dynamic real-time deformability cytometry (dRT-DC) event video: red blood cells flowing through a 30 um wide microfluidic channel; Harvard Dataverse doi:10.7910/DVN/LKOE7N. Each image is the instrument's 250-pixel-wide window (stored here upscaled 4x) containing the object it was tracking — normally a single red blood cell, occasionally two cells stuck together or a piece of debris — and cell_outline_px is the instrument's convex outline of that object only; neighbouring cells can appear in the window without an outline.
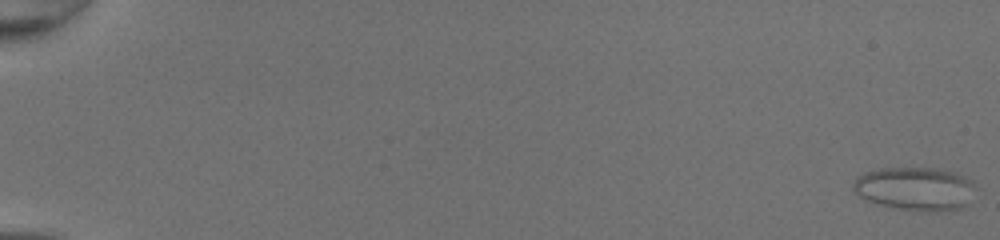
{"species": "common noctule bat (a hibernating species)", "species_latin": "Nyctalus noctula", "temperature_condition": "room temperature", "stored_images_in_passage": 51, "camera_frame_rate_fps": 3000, "um_per_image_px": 0.085, "animal": {"sex": "female", "body_mass_g": 20.0, "forearm_length_mm": 54.0}, "frame": {"image": 1, "passage_image": 1, "time_ms": 0.0, "image_size_px": [1000, 240], "cell_outline_px": [[976, 188], [968, 204], [960, 208], [940, 212], [924, 212], [900, 208], [880, 204], [864, 200], [852, 188], [852, 184], [856, 176], [864, 172], [880, 168], [940, 168], [956, 172], [972, 180]], "centroid_in_image_um": [77.81, 16.03], "position_along_channel_um": 7.2, "area_um2": 31.39}}
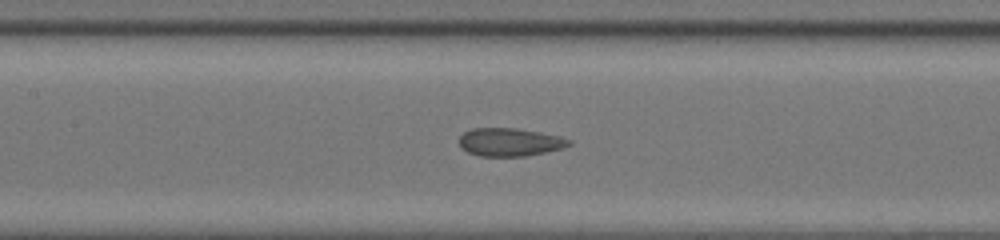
{"frame": {"image": 2, "passage_image": 27, "time_ms": 8.667, "image_size_px": [1000, 240], "cell_outline_px": [[572, 144], [564, 148], [524, 156], [480, 156], [468, 152], [460, 148], [460, 136], [464, 132], [472, 128], [516, 128], [540, 132], [560, 136], [572, 140]], "centroid_in_image_um": [43.35, 12.07], "position_along_channel_um": 164.1, "area_um2": 18.03}}
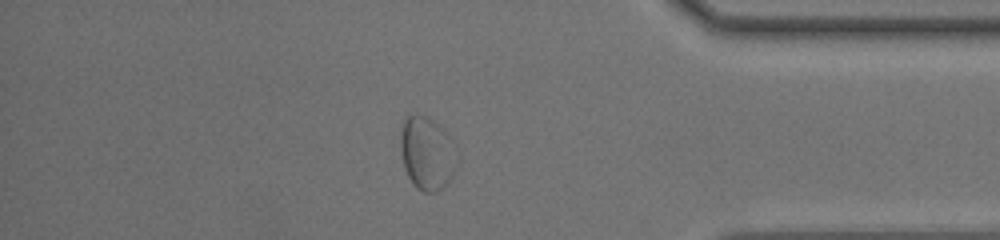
{"frame": {"image": 3, "passage_image": 45, "time_ms": 14.667, "image_size_px": [1000, 240], "cell_outline_px": [[460, 160], [452, 176], [436, 192], [424, 192], [416, 188], [412, 184], [404, 168], [400, 152], [400, 132], [404, 120], [408, 116], [416, 112], [428, 116], [444, 128], [460, 152]], "centroid_in_image_um": [36.33, 12.99], "position_along_channel_um": 398.9, "area_um2": 24.97}, "authors_computed_cell_mechanics": {"area_um2": 22.542, "velocity_mm_per_s": 4.2469, "shape_relaxation_time_tau1_ms": null, "shape_relaxation_time_tau2_ms": 0.7572, "deformation_change_tau1": null, "deformation_change_tau2": 0.0612}}